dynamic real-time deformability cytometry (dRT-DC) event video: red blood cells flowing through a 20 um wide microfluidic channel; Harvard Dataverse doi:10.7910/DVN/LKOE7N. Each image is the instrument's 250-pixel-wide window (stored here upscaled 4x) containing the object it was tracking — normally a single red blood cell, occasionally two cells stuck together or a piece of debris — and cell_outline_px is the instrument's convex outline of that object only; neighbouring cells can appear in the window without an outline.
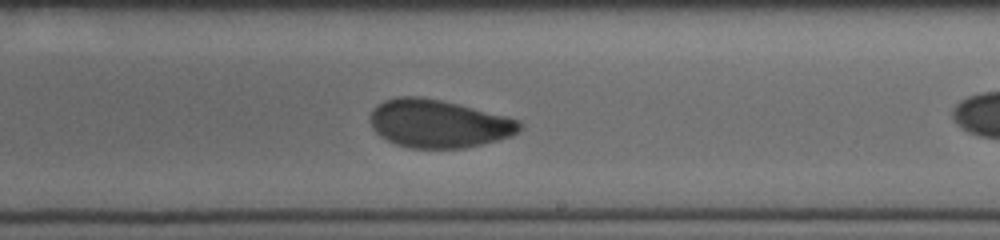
{"species": "human", "species_latin": "Homo sapiens", "temperature_condition": "cold", "stored_images_in_passage": 22, "camera_frame_rate_fps": 3000, "um_per_image_px": 0.085, "donor": {"sex": "male"}, "frame": {"image": 1, "passage_image": 13, "time_ms": 8.333, "image_size_px": [1000, 240], "cell_outline_px": [[524, 124], [512, 136], [500, 140], [464, 148], [408, 148], [396, 144], [380, 136], [372, 128], [368, 120], [372, 112], [384, 100], [396, 96], [420, 96], [440, 100], [520, 120]], "centroid_in_image_um": [37.26, 10.52], "position_along_channel_um": 251.7, "area_um2": 41.67}}